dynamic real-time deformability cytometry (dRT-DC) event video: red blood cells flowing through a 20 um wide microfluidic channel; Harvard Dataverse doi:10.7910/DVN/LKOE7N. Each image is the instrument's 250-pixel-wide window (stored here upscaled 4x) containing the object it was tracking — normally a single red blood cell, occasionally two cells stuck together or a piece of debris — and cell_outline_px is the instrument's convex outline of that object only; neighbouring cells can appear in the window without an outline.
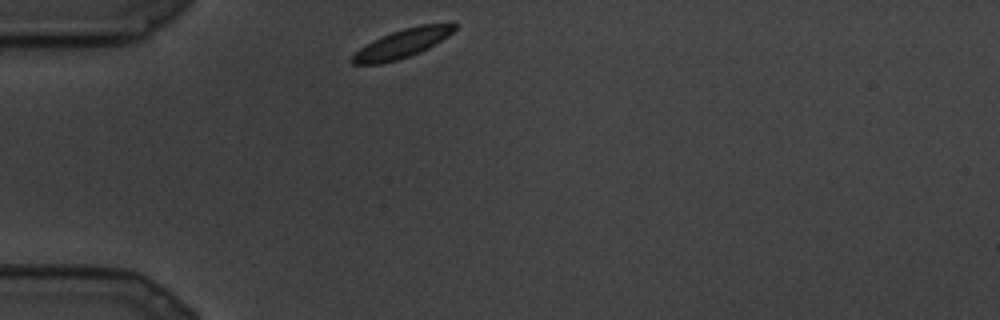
{"species": "common noctule bat (a hibernating species)", "species_latin": "Nyctalus noctula", "temperature_condition": "cold", "stored_images_in_passage": 10, "camera_frame_rate_fps": 3000, "um_per_image_px": 0.085, "animal": {"sex": "male", "body_mass_g": 19.5, "forearm_length_mm": 54.6}, "frame": {"image": 1, "passage_image": 1, "time_ms": 0.0, "image_size_px": [1000, 320], "cell_outline_px": [[456, 28], [448, 36], [428, 48], [420, 52], [396, 60], [380, 64], [352, 64], [348, 60], [360, 48], [392, 32], [404, 28], [420, 24], [456, 24]], "centroid_in_image_um": [34.17, 3.71], "position_along_channel_um": 50.8, "area_um2": 16.65}}
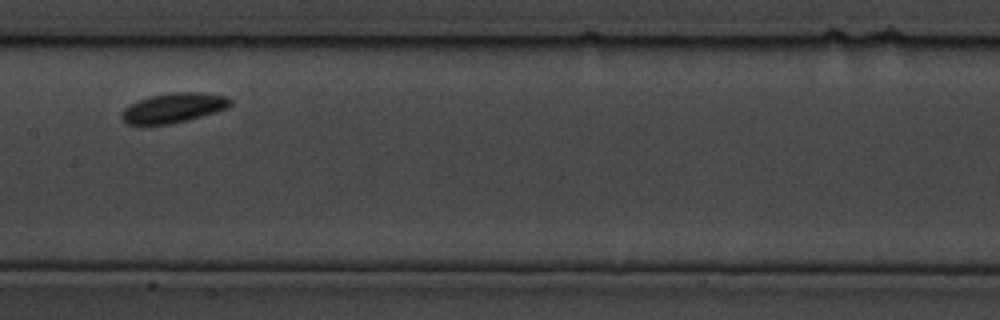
{"frame": {"image": 2, "passage_image": 7, "time_ms": 2.0, "image_size_px": [1000, 320], "cell_outline_px": [[232, 104], [228, 108], [216, 112], [188, 120], [168, 124], [124, 124], [120, 116], [124, 108], [148, 96], [172, 92], [196, 92], [228, 96], [232, 100]], "centroid_in_image_um": [14.77, 9.16], "position_along_channel_um": 192.6, "area_um2": 18.84}}
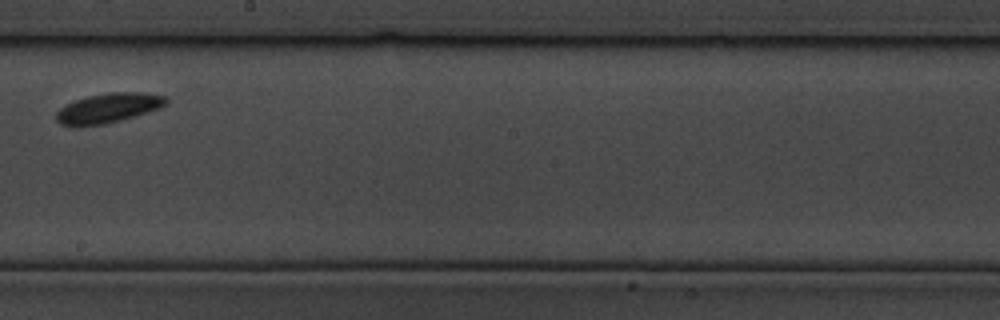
{"frame": {"image": 3, "passage_image": 9, "time_ms": 2.667, "image_size_px": [1000, 320], "cell_outline_px": [[168, 104], [160, 108], [136, 116], [104, 124], [60, 124], [56, 120], [56, 112], [64, 104], [88, 96], [112, 92], [140, 92], [168, 96]], "centroid_in_image_um": [9.28, 9.15], "position_along_channel_um": 238.9, "area_um2": 18.73}}